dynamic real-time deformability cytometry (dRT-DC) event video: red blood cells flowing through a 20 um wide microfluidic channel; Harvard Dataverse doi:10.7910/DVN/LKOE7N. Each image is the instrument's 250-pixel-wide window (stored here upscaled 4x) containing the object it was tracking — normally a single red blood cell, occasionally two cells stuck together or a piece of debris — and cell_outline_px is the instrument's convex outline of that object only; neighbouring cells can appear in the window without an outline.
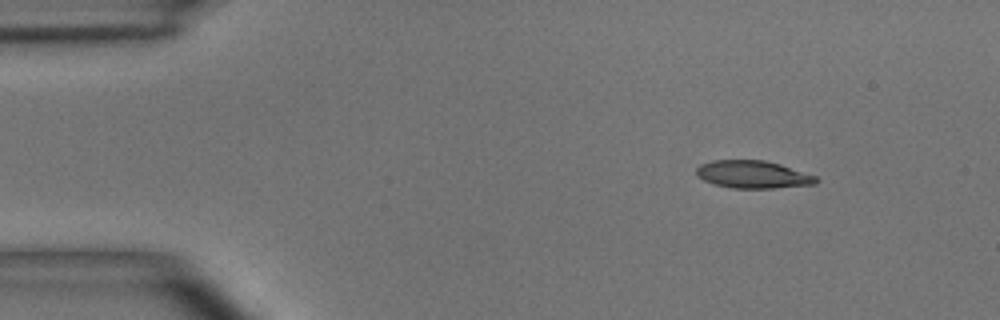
{"species": "common noctule bat (a hibernating species)", "species_latin": "Nyctalus noctula", "temperature_condition": "room temperature", "stored_images_in_passage": 3, "camera_frame_rate_fps": 3000, "um_per_image_px": 0.085, "animal": {"sex": "male", "body_mass_g": 15.6}, "frame": {"image": 1, "passage_image": 1, "time_ms": 0.0, "image_size_px": [1000, 320], "cell_outline_px": [[820, 180], [816, 184], [772, 188], [732, 188], [712, 184], [696, 176], [696, 168], [700, 164], [712, 160], [764, 160], [780, 164], [816, 176]], "centroid_in_image_um": [63.97, 14.83], "position_along_channel_um": 21.0, "area_um2": 19.36}}
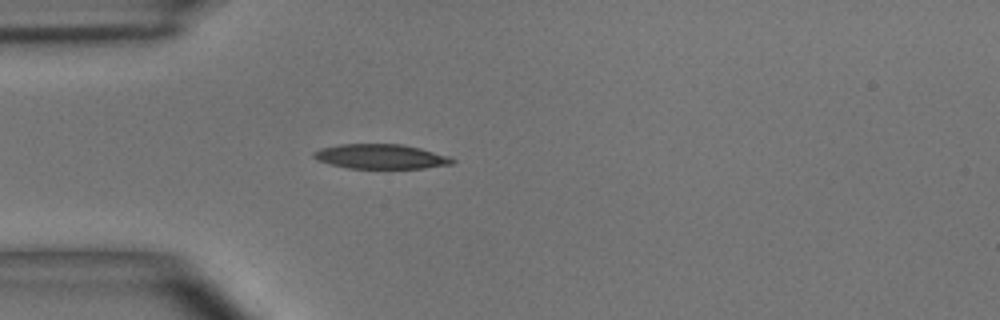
{"frame": {"image": 2, "passage_image": 3, "time_ms": 2.667, "image_size_px": [1000, 320], "cell_outline_px": [[456, 160], [452, 164], [424, 168], [348, 168], [316, 160], [312, 156], [312, 152], [320, 148], [340, 144], [400, 144], [420, 148], [452, 156]], "centroid_in_image_um": [32.38, 13.3], "position_along_channel_um": 52.6, "area_um2": 20.0}}